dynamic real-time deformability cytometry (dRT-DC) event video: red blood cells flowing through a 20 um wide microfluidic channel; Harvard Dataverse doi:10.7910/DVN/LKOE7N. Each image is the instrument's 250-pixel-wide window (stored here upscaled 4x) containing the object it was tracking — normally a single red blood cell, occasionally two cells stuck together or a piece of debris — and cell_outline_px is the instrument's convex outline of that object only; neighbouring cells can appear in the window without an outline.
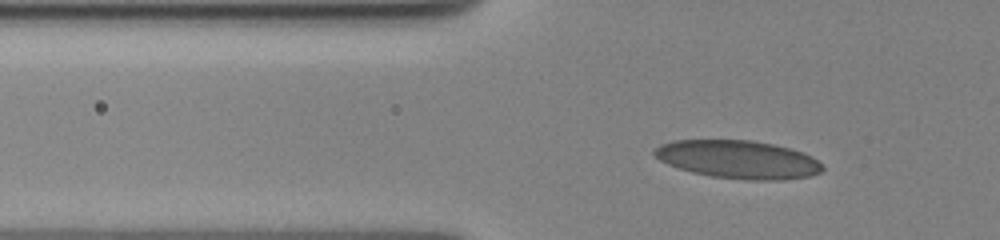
{"species": "human", "species_latin": "Homo sapiens", "temperature_condition": "cold", "stored_images_in_passage": 45, "camera_frame_rate_fps": 3000, "um_per_image_px": 0.085, "donor": {"sex": "female"}, "frame": {"image": 1, "passage_image": 7, "time_ms": 2.0, "image_size_px": [1000, 240], "cell_outline_px": [[824, 168], [820, 172], [808, 176], [784, 180], [748, 180], [712, 176], [692, 172], [668, 164], [660, 160], [652, 152], [652, 148], [660, 144], [672, 140], [752, 140], [772, 144], [804, 152], [812, 156], [824, 164]], "centroid_in_image_um": [62.75, 13.55], "position_along_channel_um": 63.1, "area_um2": 37.45}}
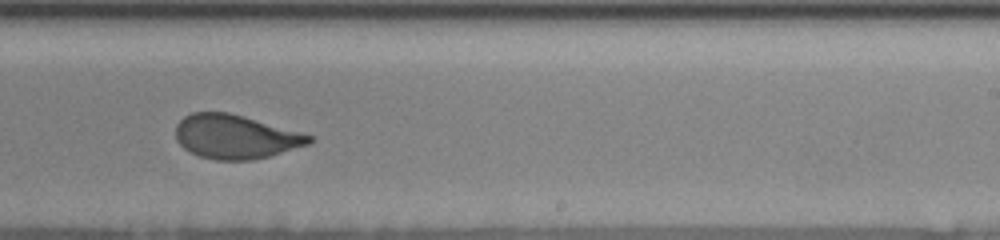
{"frame": {"image": 2, "passage_image": 26, "time_ms": 8.333, "image_size_px": [1000, 240], "cell_outline_px": [[312, 140], [308, 144], [268, 156], [252, 160], [216, 160], [200, 156], [184, 148], [176, 140], [176, 124], [184, 116], [192, 112], [228, 112], [244, 116], [300, 132], [312, 136]], "centroid_in_image_um": [19.97, 11.61], "position_along_channel_um": 269.0, "area_um2": 33.87}}
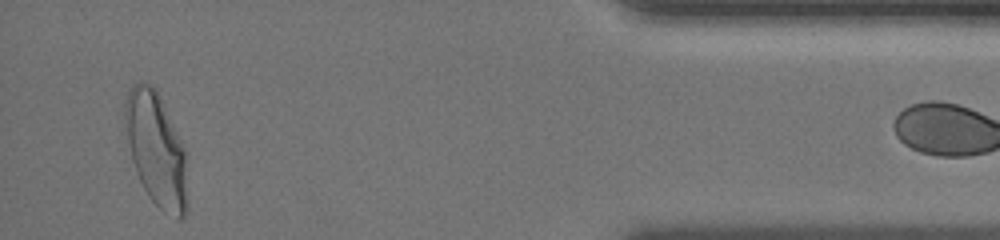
{"frame": {"image": 3, "passage_image": 43, "time_ms": 14.0, "image_size_px": [1000, 240], "cell_outline_px": [[188, 212], [180, 220], [176, 220], [164, 212], [148, 196], [140, 180], [132, 160], [128, 140], [124, 116], [124, 100], [128, 92], [140, 80], [152, 84], [156, 88], [160, 96], [184, 148], [188, 200]], "centroid_in_image_um": [13.29, 12.73], "position_along_channel_um": 421.9, "area_um2": 41.21}}